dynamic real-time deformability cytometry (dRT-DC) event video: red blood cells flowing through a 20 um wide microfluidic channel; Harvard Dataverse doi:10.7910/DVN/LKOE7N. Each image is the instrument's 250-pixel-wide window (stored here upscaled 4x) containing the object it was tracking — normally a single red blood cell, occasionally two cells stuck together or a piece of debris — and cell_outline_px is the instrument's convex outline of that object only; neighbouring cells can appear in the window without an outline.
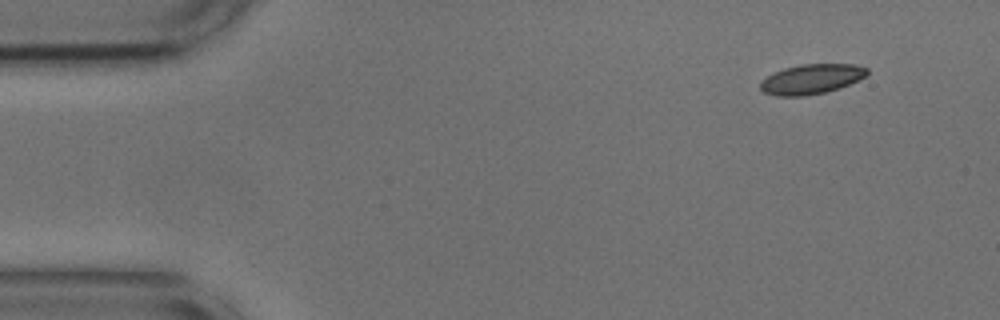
{"species": "common noctule bat (a hibernating species)", "species_latin": "Nyctalus noctula", "temperature_condition": "cold", "stored_images_in_passage": 51, "camera_frame_rate_fps": 3000, "um_per_image_px": 0.085, "animal": {"sex": "male", "body_mass_g": 17.9, "forearm_length_mm": 54.2}, "frame": {"image": 1, "passage_image": 1, "time_ms": 0.0, "image_size_px": [1000, 320], "cell_outline_px": [[868, 72], [864, 76], [840, 88], [824, 92], [804, 96], [776, 96], [764, 92], [760, 88], [760, 84], [768, 76], [784, 68], [800, 64], [852, 64], [868, 68]], "centroid_in_image_um": [68.96, 6.72], "position_along_channel_um": 16.0, "area_um2": 18.26}}
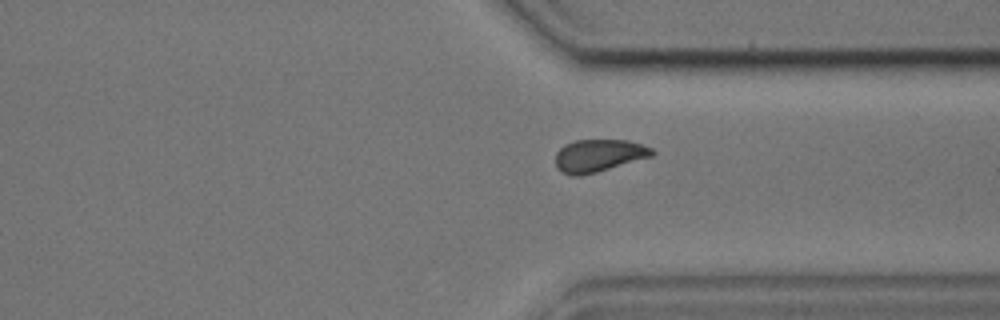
{"frame": {"image": 2, "passage_image": 37, "time_ms": 12.0, "image_size_px": [1000, 320], "cell_outline_px": [[656, 152], [652, 156], [596, 172], [580, 176], [572, 176], [560, 172], [556, 168], [556, 152], [564, 144], [576, 140], [628, 140], [652, 148]], "centroid_in_image_um": [50.86, 13.23], "position_along_channel_um": 360.5, "area_um2": 18.32}}
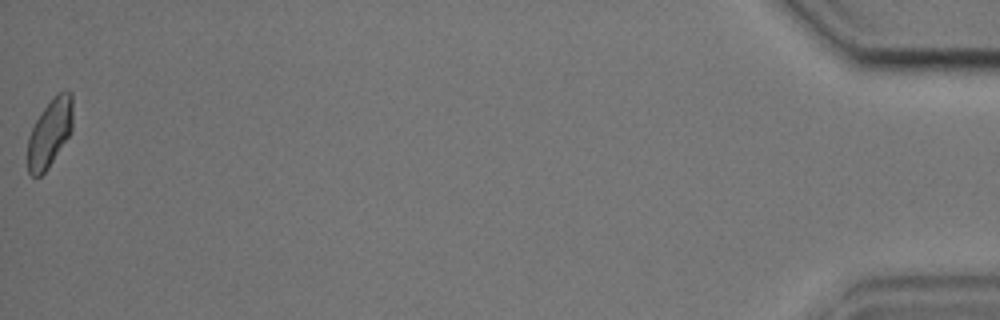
{"frame": {"image": 3, "passage_image": 51, "time_ms": 16.667, "image_size_px": [1000, 320], "cell_outline_px": [[72, 128], [68, 136], [48, 168], [40, 176], [32, 176], [28, 172], [28, 136], [36, 120], [44, 108], [56, 92], [72, 92]], "centroid_in_image_um": [4.22, 11.29], "position_along_channel_um": 431.0, "area_um2": 17.63}, "authors_computed_cell_mechanics": {"area_um2": 18.6116, "velocity_mm_per_s": 3.638, "shape_relaxation_time_tau1_ms": 5.0533, "shape_relaxation_time_tau2_ms": 2.5792, "deformation_change_tau1": 0.1096, "deformation_change_tau2": 0.0623}}